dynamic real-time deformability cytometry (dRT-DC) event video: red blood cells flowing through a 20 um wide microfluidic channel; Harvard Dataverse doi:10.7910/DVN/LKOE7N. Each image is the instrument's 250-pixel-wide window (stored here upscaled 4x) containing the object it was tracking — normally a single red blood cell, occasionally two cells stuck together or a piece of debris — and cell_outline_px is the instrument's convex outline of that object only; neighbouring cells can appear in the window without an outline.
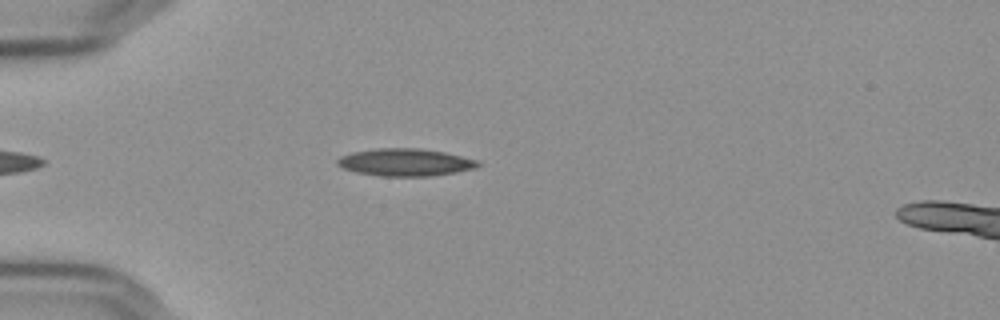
{"species": "Egyptian fruit bat (a non-hibernating species)", "species_latin": "Rousettus aegyptiacus", "temperature_condition": "cold", "stored_images_in_passage": 48, "camera_frame_rate_fps": 3000, "um_per_image_px": 0.085, "frame": {"image": 1, "passage_image": 8, "time_ms": 2.333, "image_size_px": [1000, 320], "cell_outline_px": [[480, 164], [476, 168], [456, 172], [428, 176], [384, 176], [356, 172], [344, 168], [336, 164], [336, 160], [340, 156], [352, 152], [376, 148], [420, 148], [444, 152], [480, 160]], "centroid_in_image_um": [34.46, 13.79], "position_along_channel_um": 50.5, "area_um2": 22.48}}
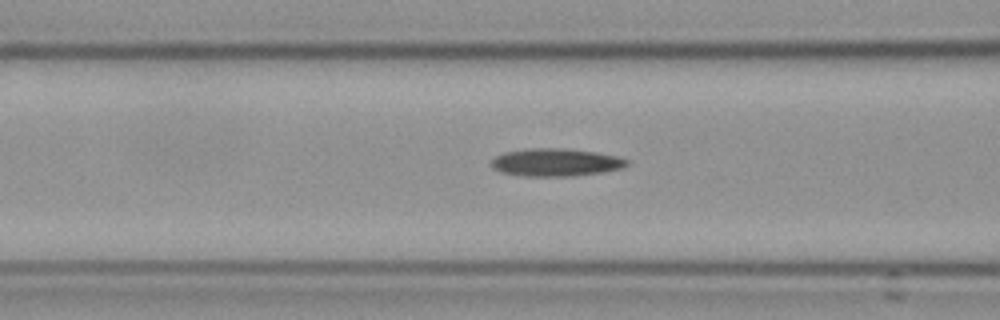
{"frame": {"image": 2, "passage_image": 15, "time_ms": 4.667, "image_size_px": [1000, 320], "cell_outline_px": [[628, 164], [624, 168], [604, 172], [572, 176], [520, 176], [500, 172], [492, 168], [492, 160], [496, 156], [504, 152], [532, 148], [568, 148], [596, 152], [616, 156], [628, 160]], "centroid_in_image_um": [47.25, 13.8], "position_along_channel_um": 119.4, "area_um2": 22.08}}
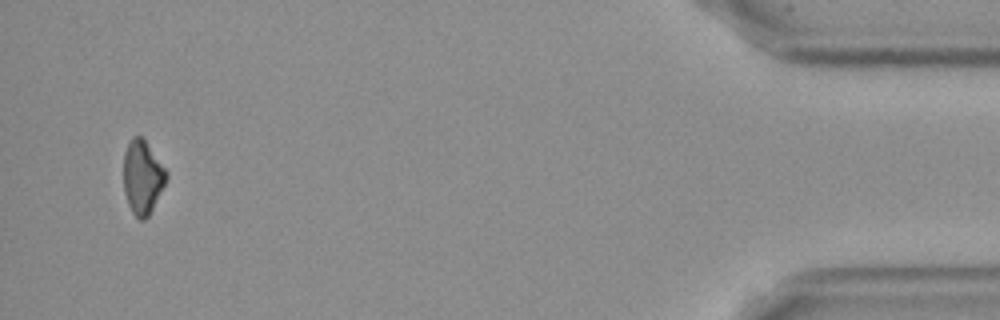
{"frame": {"image": 3, "passage_image": 46, "time_ms": 15.0, "image_size_px": [1000, 320], "cell_outline_px": [[168, 180], [148, 216], [144, 220], [140, 220], [132, 212], [128, 204], [124, 192], [124, 152], [132, 136], [140, 136], [144, 140], [168, 172]], "centroid_in_image_um": [12.12, 15.08], "position_along_channel_um": 423.1, "area_um2": 18.26}}